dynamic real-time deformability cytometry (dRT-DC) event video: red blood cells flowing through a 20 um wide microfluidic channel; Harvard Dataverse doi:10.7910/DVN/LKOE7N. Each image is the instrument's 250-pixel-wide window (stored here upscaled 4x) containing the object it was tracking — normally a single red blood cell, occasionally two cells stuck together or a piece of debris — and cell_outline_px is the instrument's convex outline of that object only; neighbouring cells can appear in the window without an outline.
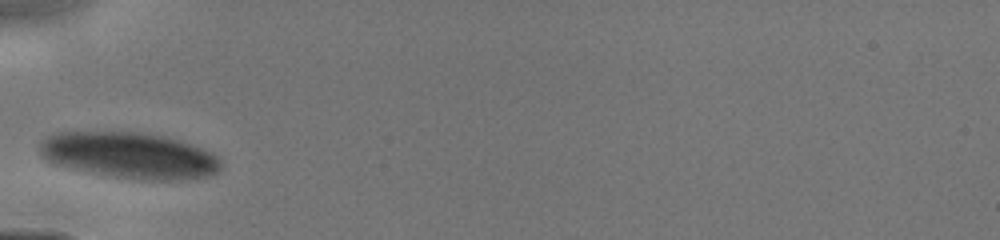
{"species": "human", "species_latin": "Homo sapiens", "temperature_condition": "cold", "stored_images_in_passage": 2, "camera_frame_rate_fps": 3000, "um_per_image_px": 0.085, "donor": {"sex": "male"}, "frame": {"image": 1, "passage_image": 1, "time_ms": 0.0, "image_size_px": [1000, 240], "cell_outline_px": [[220, 172], [212, 176], [180, 180], [152, 180], [112, 176], [72, 168], [48, 160], [40, 152], [40, 148], [44, 140], [60, 132], [136, 132], [160, 136], [176, 140], [212, 152], [220, 160]], "centroid_in_image_um": [11.09, 13.22], "position_along_channel_um": 73.9, "area_um2": 47.69}}
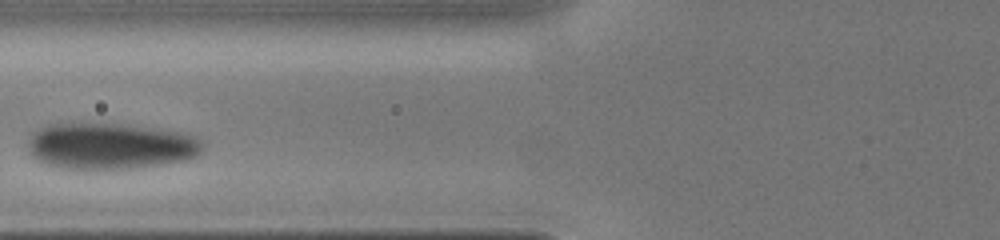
{"frame": {"image": 2, "passage_image": 2, "time_ms": 1.0, "image_size_px": [1000, 240], "cell_outline_px": [[204, 148], [196, 156], [184, 160], [160, 164], [132, 168], [60, 168], [48, 164], [32, 156], [28, 148], [28, 140], [32, 132], [48, 124], [60, 120], [80, 120], [128, 124], [160, 128], [184, 132], [196, 136], [204, 144]], "centroid_in_image_um": [9.34, 12.33], "position_along_channel_um": 116.5, "area_um2": 48.49}}